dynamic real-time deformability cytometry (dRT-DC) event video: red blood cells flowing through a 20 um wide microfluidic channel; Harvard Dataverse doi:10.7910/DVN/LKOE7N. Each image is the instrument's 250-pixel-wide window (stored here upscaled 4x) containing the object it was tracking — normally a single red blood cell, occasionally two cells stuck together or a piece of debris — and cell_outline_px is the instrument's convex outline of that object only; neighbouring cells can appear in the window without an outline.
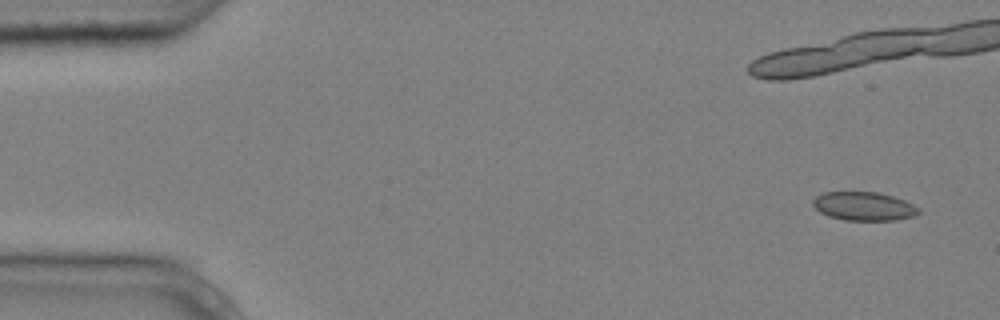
{"species": "common noctule bat (a hibernating species)", "species_latin": "Nyctalus noctula", "temperature_condition": "cold", "stored_images_in_passage": 5, "camera_frame_rate_fps": 3000, "um_per_image_px": 0.085, "animal": {"sex": "male", "body_mass_g": 20.4}, "frame": {"image": 1, "passage_image": 1, "time_ms": 0.0, "image_size_px": [1000, 320], "cell_outline_px": [[920, 212], [916, 216], [896, 220], [844, 220], [828, 216], [820, 212], [812, 204], [812, 200], [816, 196], [824, 192], [876, 192], [892, 196], [904, 200], [920, 208]], "centroid_in_image_um": [73.43, 17.53], "position_along_channel_um": 11.6, "area_um2": 17.69}}